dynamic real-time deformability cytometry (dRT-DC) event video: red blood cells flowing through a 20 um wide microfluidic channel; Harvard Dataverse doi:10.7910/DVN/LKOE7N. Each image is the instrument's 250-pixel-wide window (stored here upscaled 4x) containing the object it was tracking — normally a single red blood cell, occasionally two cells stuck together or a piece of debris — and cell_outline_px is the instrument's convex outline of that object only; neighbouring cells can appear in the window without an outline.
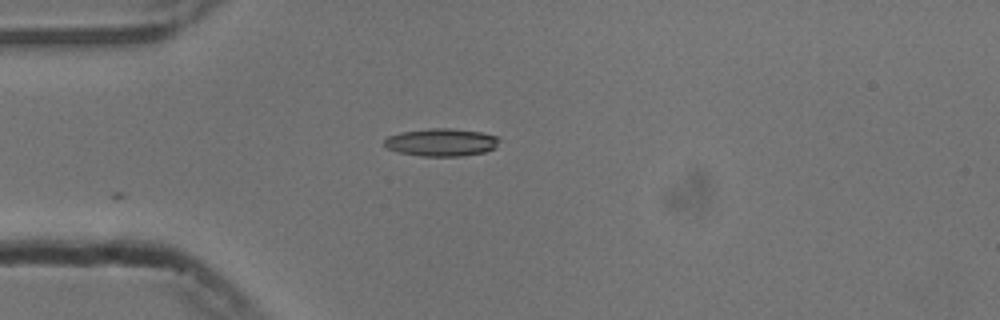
{"species": "common noctule bat (a hibernating species)", "species_latin": "Nyctalus noctula", "temperature_condition": "cold", "stored_images_in_passage": 7, "camera_frame_rate_fps": 3000, "um_per_image_px": 0.085, "animal": {"sex": "male", "body_mass_g": 13.3}, "frame": {"image": 1, "passage_image": 1, "time_ms": 0.0, "image_size_px": [1000, 320], "cell_outline_px": [[500, 140], [496, 148], [484, 152], [460, 156], [420, 156], [396, 152], [388, 148], [384, 144], [384, 140], [388, 136], [400, 132], [432, 128], [452, 128], [480, 132], [496, 136]], "centroid_in_image_um": [37.51, 12.1], "position_along_channel_um": 47.5, "area_um2": 18.61}}
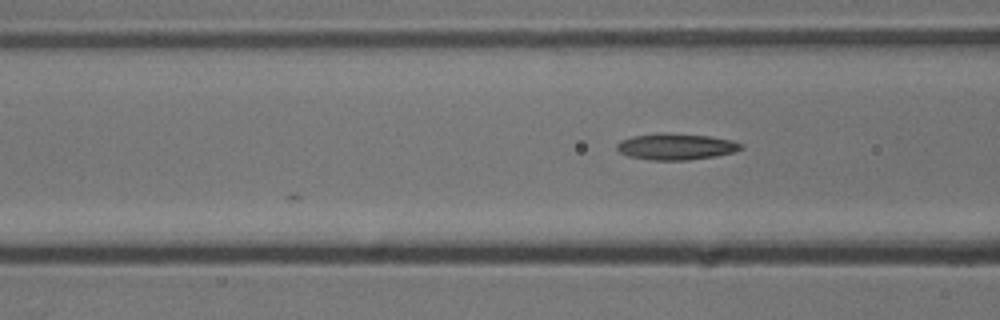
{"frame": {"image": 2, "passage_image": 7, "time_ms": 2.0, "image_size_px": [1000, 320], "cell_outline_px": [[744, 148], [732, 152], [716, 156], [688, 160], [652, 160], [628, 156], [620, 152], [616, 148], [616, 144], [620, 140], [632, 136], [656, 132], [668, 132], [712, 136], [732, 140], [744, 144]], "centroid_in_image_um": [57.46, 12.44], "position_along_channel_um": 109.1, "area_um2": 19.42}}